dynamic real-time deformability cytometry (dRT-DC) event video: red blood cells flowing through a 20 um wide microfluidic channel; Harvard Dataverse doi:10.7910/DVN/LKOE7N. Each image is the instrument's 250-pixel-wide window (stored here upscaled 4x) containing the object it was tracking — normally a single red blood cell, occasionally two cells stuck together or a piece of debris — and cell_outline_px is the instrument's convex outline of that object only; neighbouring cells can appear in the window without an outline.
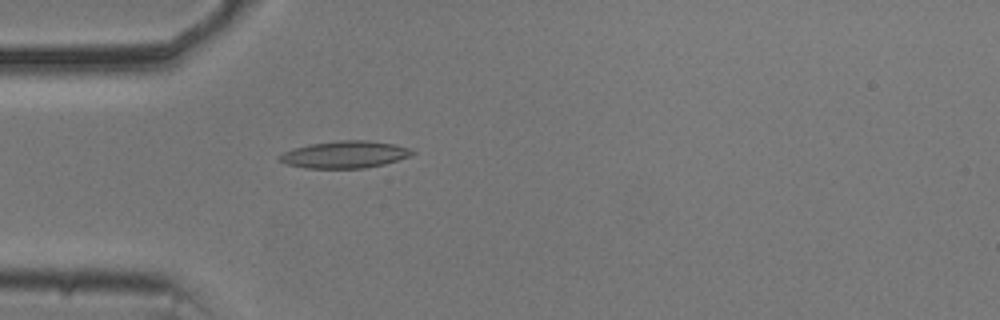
{"species": "common noctule bat (a hibernating species)", "species_latin": "Nyctalus noctula", "temperature_condition": "cold", "stored_images_in_passage": 55, "camera_frame_rate_fps": 3000, "um_per_image_px": 0.085, "animal": {"sex": "male", "body_mass_g": 20.5, "forearm_length_mm": 52.5}, "frame": {"image": 1, "passage_image": 16, "time_ms": 5.0, "image_size_px": [1000, 320], "cell_outline_px": [[416, 152], [408, 156], [384, 164], [364, 168], [304, 168], [284, 164], [276, 160], [276, 156], [292, 148], [308, 144], [340, 140], [368, 140], [392, 144], [412, 148]], "centroid_in_image_um": [29.23, 13.13], "position_along_channel_um": 55.8, "area_um2": 21.15}}
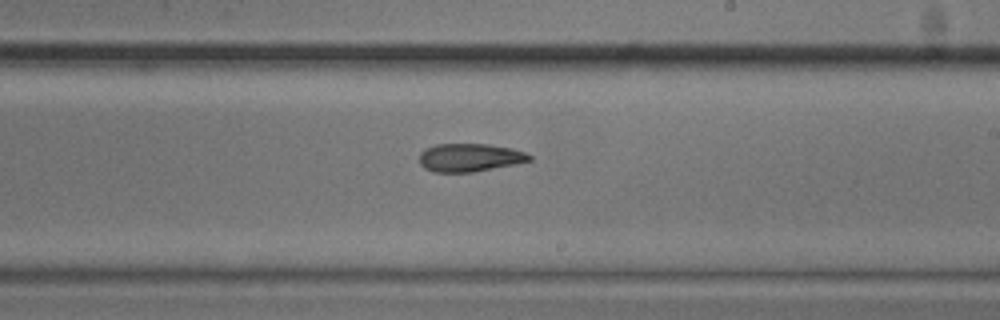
{"frame": {"image": 2, "passage_image": 32, "time_ms": 10.333, "image_size_px": [1000, 320], "cell_outline_px": [[532, 160], [516, 164], [472, 172], [432, 172], [424, 168], [420, 164], [420, 152], [424, 148], [436, 144], [488, 144], [512, 148], [524, 152], [532, 156]], "centroid_in_image_um": [39.91, 13.39], "position_along_channel_um": 249.1, "area_um2": 18.15}}
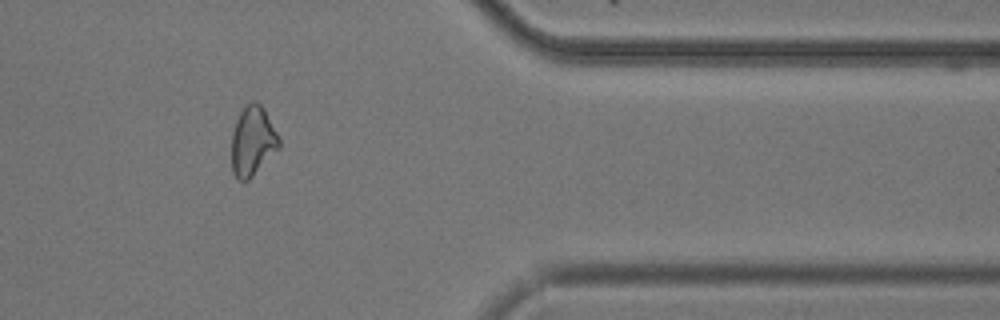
{"frame": {"image": 3, "passage_image": 45, "time_ms": 14.667, "image_size_px": [1000, 320], "cell_outline_px": [[280, 148], [248, 180], [240, 180], [232, 172], [232, 132], [236, 120], [240, 112], [252, 100], [256, 100], [264, 108], [280, 136]], "centroid_in_image_um": [21.5, 11.97], "position_along_channel_um": 389.9, "area_um2": 19.31}, "authors_computed_cell_mechanics": {"area_um2": 19.1896, "velocity_mm_per_s": 3.7127, "shape_relaxation_time_tau1_ms": 9.2835, "shape_relaxation_time_tau2_ms": 3.0225, "deformation_change_tau1": 0.2223, "deformation_change_tau2": 0.105}}